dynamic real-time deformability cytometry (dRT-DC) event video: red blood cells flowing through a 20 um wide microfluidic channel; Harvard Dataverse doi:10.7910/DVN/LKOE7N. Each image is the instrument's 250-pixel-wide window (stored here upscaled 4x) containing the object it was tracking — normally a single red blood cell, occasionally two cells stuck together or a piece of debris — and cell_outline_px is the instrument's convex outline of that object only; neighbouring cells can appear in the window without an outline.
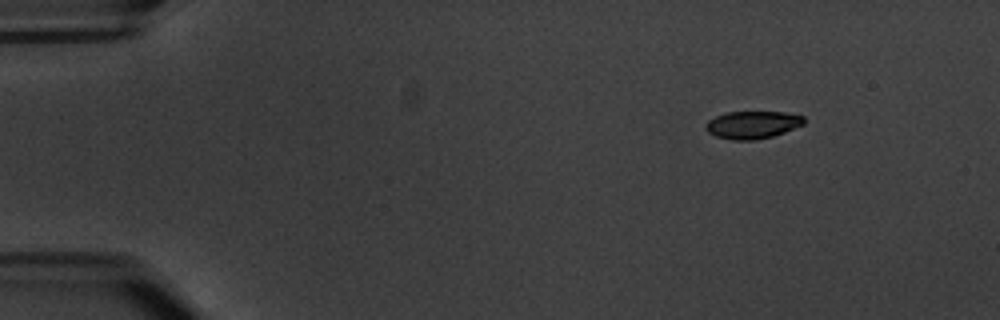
{"species": "common noctule bat (a hibernating species)", "species_latin": "Nyctalus noctula", "temperature_condition": "warm", "stored_images_in_passage": 4, "camera_frame_rate_fps": 3000, "um_per_image_px": 0.085, "animal": {"sex": "male", "body_mass_g": 20.1, "forearm_length_mm": 53.5}, "frame": {"image": 1, "passage_image": 1, "time_ms": 0.0, "image_size_px": [1000, 320], "cell_outline_px": [[804, 124], [784, 132], [772, 136], [756, 140], [732, 140], [716, 136], [708, 132], [704, 128], [704, 124], [708, 120], [716, 116], [728, 112], [784, 112], [804, 116]], "centroid_in_image_um": [63.93, 10.61], "position_along_channel_um": 21.1, "area_um2": 15.78}}
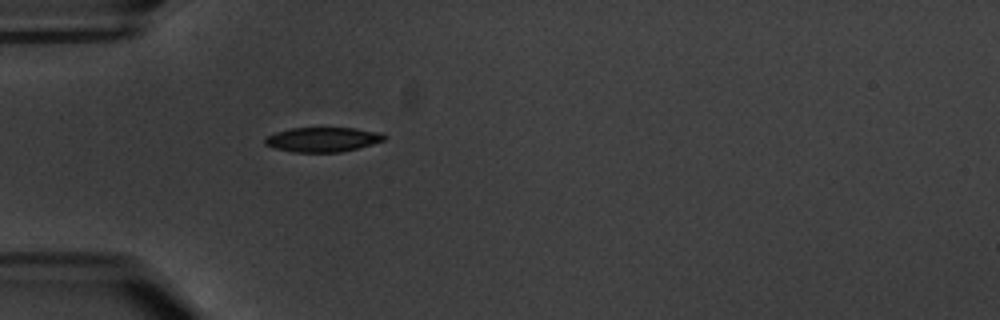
{"frame": {"image": 2, "passage_image": 4, "time_ms": 3.667, "image_size_px": [1000, 320], "cell_outline_px": [[388, 136], [384, 140], [372, 144], [340, 152], [292, 152], [276, 148], [264, 144], [264, 140], [268, 136], [276, 132], [292, 128], [356, 128], [380, 132]], "centroid_in_image_um": [27.45, 11.85], "position_along_channel_um": 57.6, "area_um2": 16.99}}